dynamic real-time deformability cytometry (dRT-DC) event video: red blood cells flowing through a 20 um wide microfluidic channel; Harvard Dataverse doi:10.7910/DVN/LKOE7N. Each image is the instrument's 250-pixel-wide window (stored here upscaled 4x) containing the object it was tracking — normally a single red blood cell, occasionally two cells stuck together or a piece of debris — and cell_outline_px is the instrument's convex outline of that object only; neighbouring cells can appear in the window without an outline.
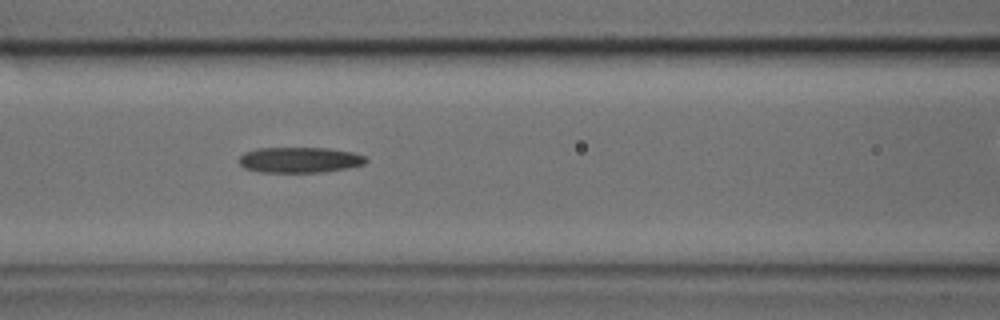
{"species": "common noctule bat (a hibernating species)", "species_latin": "Nyctalus noctula", "temperature_condition": "cold", "stored_images_in_passage": 27, "camera_frame_rate_fps": 3000, "um_per_image_px": 0.085, "animal": {"sex": "male", "body_mass_g": 17.9, "forearm_length_mm": 54.2}, "frame": {"image": 1, "passage_image": 12, "time_ms": 3.667, "image_size_px": [1000, 320], "cell_outline_px": [[368, 160], [364, 164], [348, 168], [324, 172], [260, 172], [244, 168], [240, 164], [240, 156], [244, 152], [256, 148], [328, 148], [352, 152], [364, 156]], "centroid_in_image_um": [25.47, 13.59], "position_along_channel_um": 141.1, "area_um2": 18.96}}
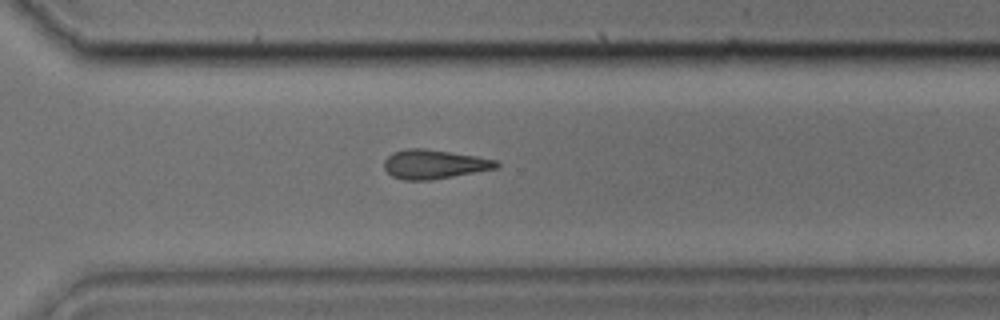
{"frame": {"image": 2, "passage_image": 23, "time_ms": 7.333, "image_size_px": [1000, 320], "cell_outline_px": [[500, 164], [496, 168], [452, 176], [428, 180], [404, 180], [392, 176], [384, 168], [384, 160], [392, 152], [408, 148], [424, 148], [476, 156], [496, 160]], "centroid_in_image_um": [36.86, 13.95], "position_along_channel_um": 333.7, "area_um2": 18.84}}